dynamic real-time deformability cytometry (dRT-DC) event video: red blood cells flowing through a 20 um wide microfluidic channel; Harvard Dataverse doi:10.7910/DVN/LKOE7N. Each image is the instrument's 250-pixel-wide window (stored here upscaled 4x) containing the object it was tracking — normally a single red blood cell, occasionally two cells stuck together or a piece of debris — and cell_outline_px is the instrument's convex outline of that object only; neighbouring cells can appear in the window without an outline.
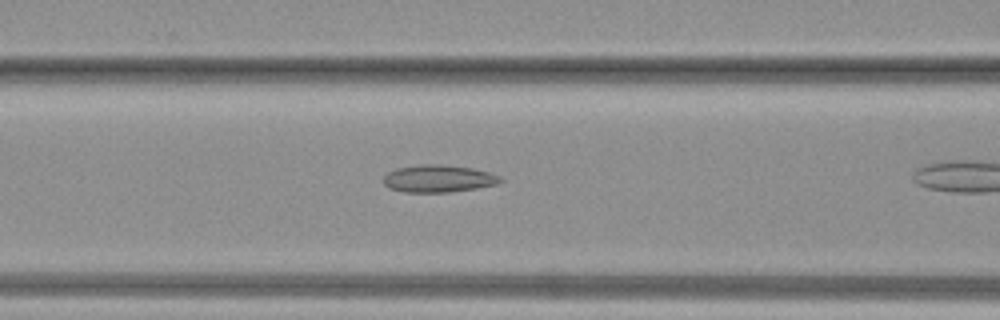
{"species": "common noctule bat (a hibernating species)", "species_latin": "Nyctalus noctula", "temperature_condition": "warm", "stored_images_in_passage": 19, "camera_frame_rate_fps": 3000, "um_per_image_px": 0.085, "animal": {"sex": "female", "body_mass_g": 19.3, "forearm_length_mm": 54.1}, "frame": {"image": 1, "passage_image": 9, "time_ms": 2.667, "image_size_px": [1000, 320], "cell_outline_px": [[504, 180], [496, 184], [476, 188], [452, 192], [404, 192], [388, 188], [384, 184], [384, 176], [388, 172], [396, 168], [420, 164], [440, 164], [472, 168], [488, 172], [500, 176]], "centroid_in_image_um": [37.25, 15.18], "position_along_channel_um": 129.4, "area_um2": 18.67}}
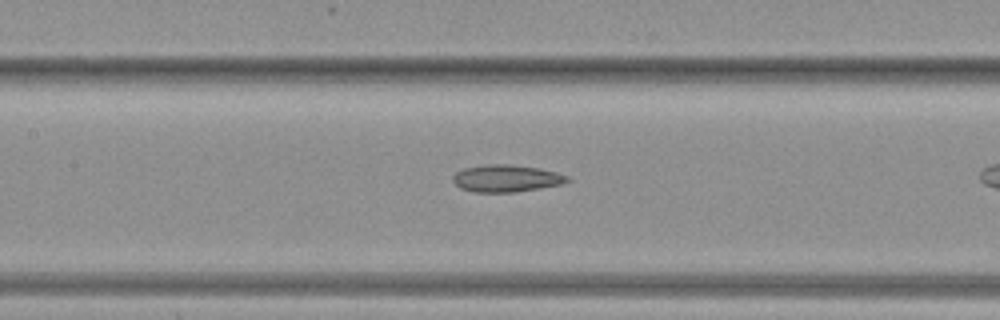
{"frame": {"image": 2, "passage_image": 11, "time_ms": 3.333, "image_size_px": [1000, 320], "cell_outline_px": [[572, 180], [564, 184], [516, 192], [472, 192], [460, 188], [452, 180], [452, 176], [456, 172], [464, 168], [488, 164], [508, 164], [540, 168], [556, 172], [568, 176]], "centroid_in_image_um": [43.06, 15.16], "position_along_channel_um": 164.3, "area_um2": 18.26}}
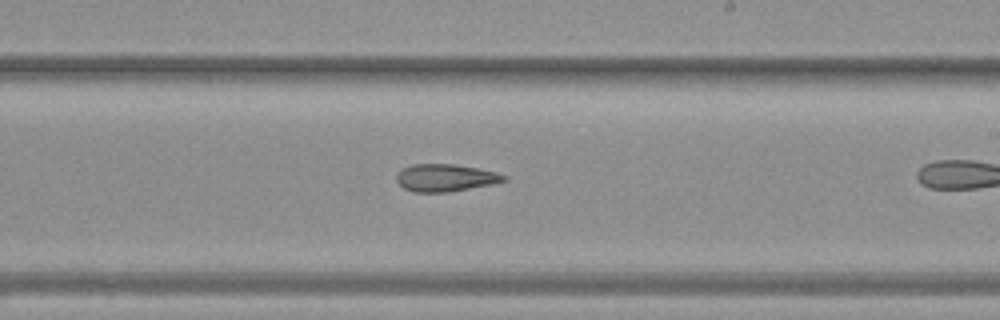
{"frame": {"image": 3, "passage_image": 16, "time_ms": 5.0, "image_size_px": [1000, 320], "cell_outline_px": [[508, 180], [492, 184], [448, 192], [412, 192], [404, 188], [396, 180], [396, 176], [400, 168], [412, 164], [452, 164], [476, 168], [496, 172], [508, 176]], "centroid_in_image_um": [37.84, 15.11], "position_along_channel_um": 251.2, "area_um2": 17.17}}